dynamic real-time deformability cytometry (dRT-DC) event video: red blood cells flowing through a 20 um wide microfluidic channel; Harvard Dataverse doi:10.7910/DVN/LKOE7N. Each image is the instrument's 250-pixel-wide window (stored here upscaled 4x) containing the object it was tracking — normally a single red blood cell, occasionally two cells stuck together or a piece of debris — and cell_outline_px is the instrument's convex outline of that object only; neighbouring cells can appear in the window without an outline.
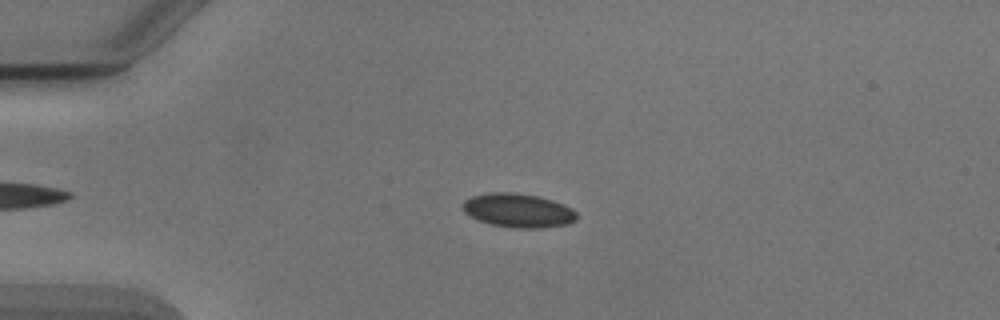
{"species": "Egyptian fruit bat (a non-hibernating species)", "species_latin": "Rousettus aegyptiacus", "temperature_condition": "cold", "stored_images_in_passage": 28, "camera_frame_rate_fps": 3000, "um_per_image_px": 0.085, "animal": {"sex": "male"}, "frame": {"image": 1, "passage_image": 13, "time_ms": 4.0, "image_size_px": [1000, 320], "cell_outline_px": [[576, 220], [568, 224], [540, 228], [512, 228], [488, 224], [476, 220], [468, 216], [464, 212], [464, 200], [472, 196], [492, 192], [512, 192], [536, 196], [552, 200], [572, 208], [576, 212]], "centroid_in_image_um": [44.02, 17.9], "position_along_channel_um": 41.0, "area_um2": 22.6}}
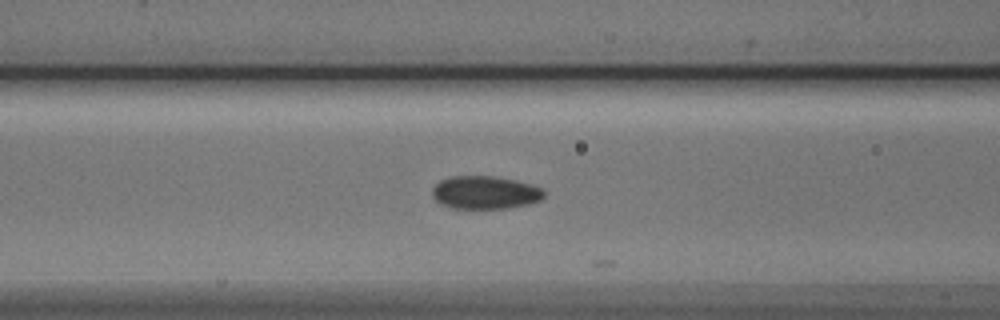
{"frame": {"image": 2, "passage_image": 22, "time_ms": 7.0, "image_size_px": [1000, 320], "cell_outline_px": [[544, 196], [540, 200], [528, 204], [508, 208], [452, 208], [440, 204], [432, 196], [432, 188], [440, 180], [452, 176], [492, 176], [516, 180], [532, 184], [544, 188]], "centroid_in_image_um": [41.24, 16.36], "position_along_channel_um": 125.4, "area_um2": 21.62}}
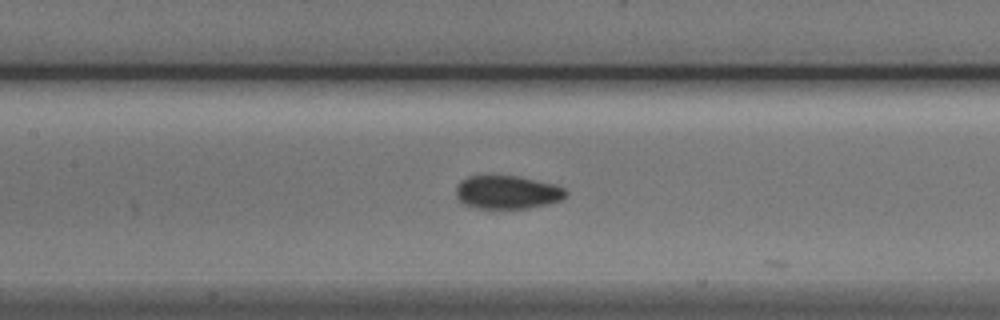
{"frame": {"image": 3, "passage_image": 25, "time_ms": 8.0, "image_size_px": [1000, 320], "cell_outline_px": [[568, 196], [560, 200], [548, 204], [528, 208], [492, 212], [476, 208], [464, 204], [456, 196], [456, 184], [460, 180], [468, 176], [520, 176], [556, 184], [564, 188], [568, 192]], "centroid_in_image_um": [43.11, 16.38], "position_along_channel_um": 164.3, "area_um2": 22.31}}